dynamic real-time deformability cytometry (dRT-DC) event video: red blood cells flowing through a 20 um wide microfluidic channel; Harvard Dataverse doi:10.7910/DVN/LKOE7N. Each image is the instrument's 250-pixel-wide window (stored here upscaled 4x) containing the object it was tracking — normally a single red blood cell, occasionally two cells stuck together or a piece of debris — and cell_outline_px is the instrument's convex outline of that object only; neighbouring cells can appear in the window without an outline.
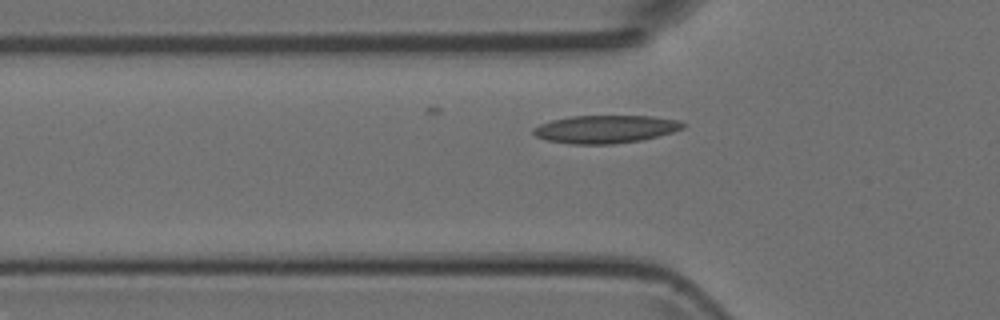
{"species": "Egyptian fruit bat (a non-hibernating species)", "species_latin": "Rousettus aegyptiacus", "temperature_condition": "room temperature", "stored_images_in_passage": 11, "camera_frame_rate_fps": 3000, "um_per_image_px": 0.085, "animal": {"sex": "female"}, "frame": {"image": 1, "passage_image": 11, "time_ms": 3.333, "image_size_px": [1000, 320], "cell_outline_px": [[688, 124], [684, 128], [672, 132], [640, 140], [612, 144], [568, 144], [548, 140], [536, 136], [532, 132], [532, 128], [540, 124], [552, 120], [572, 116], [652, 116], [680, 120]], "centroid_in_image_um": [51.48, 10.97], "position_along_channel_um": 74.3, "area_um2": 24.33}}